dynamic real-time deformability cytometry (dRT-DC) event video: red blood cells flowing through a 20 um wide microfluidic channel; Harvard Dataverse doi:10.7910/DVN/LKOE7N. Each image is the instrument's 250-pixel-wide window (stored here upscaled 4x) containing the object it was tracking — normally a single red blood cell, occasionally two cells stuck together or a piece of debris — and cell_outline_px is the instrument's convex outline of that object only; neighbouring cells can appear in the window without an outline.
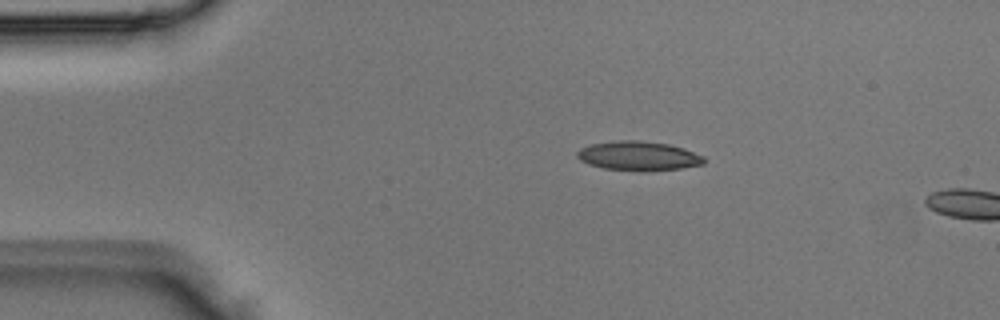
{"species": "Egyptian fruit bat (a non-hibernating species)", "species_latin": "Rousettus aegyptiacus", "temperature_condition": "room temperature", "stored_images_in_passage": 3, "camera_frame_rate_fps": 3000, "um_per_image_px": 0.085, "animal": {"sex": "male"}, "frame": {"image": 1, "passage_image": 2, "time_ms": 0.333, "image_size_px": [1000, 320], "cell_outline_px": [[704, 164], [680, 168], [640, 172], [604, 168], [588, 164], [580, 160], [576, 156], [576, 152], [580, 148], [592, 144], [612, 140], [640, 140], [668, 144], [684, 148], [704, 156]], "centroid_in_image_um": [54.24, 13.25], "position_along_channel_um": 30.8, "area_um2": 21.85}}